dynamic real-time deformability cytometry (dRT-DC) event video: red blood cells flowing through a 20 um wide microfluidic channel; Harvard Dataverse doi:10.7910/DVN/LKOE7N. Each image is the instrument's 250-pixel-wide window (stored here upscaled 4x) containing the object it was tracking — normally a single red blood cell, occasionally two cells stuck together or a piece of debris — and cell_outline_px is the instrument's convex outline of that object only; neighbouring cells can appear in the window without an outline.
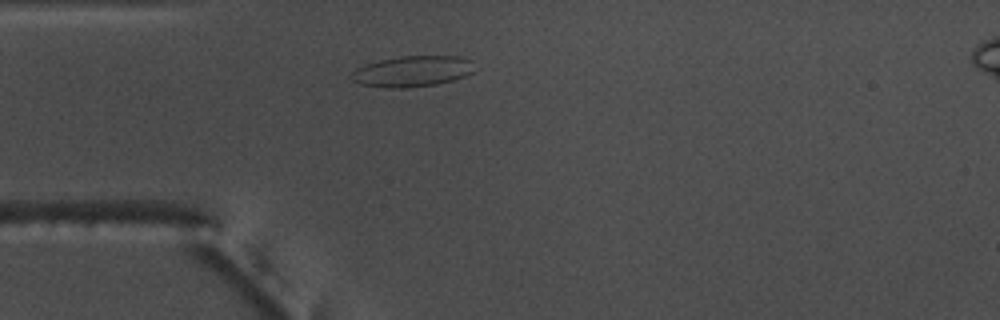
{"species": "common noctule bat (a hibernating species)", "species_latin": "Nyctalus noctula", "temperature_condition": "warm", "stored_images_in_passage": 34, "camera_frame_rate_fps": 3000, "um_per_image_px": 0.085, "animal": {"sex": "male", "body_mass_g": 17.5, "forearm_length_mm": 52.3}, "frame": {"image": 1, "passage_image": 2, "time_ms": 0.333, "image_size_px": [1000, 320], "cell_outline_px": [[472, 72], [464, 76], [452, 80], [436, 84], [400, 88], [392, 88], [360, 84], [352, 80], [348, 76], [356, 68], [380, 60], [400, 56], [460, 56], [472, 60]], "centroid_in_image_um": [35.03, 6.05], "position_along_channel_um": 50.0, "area_um2": 21.91}}
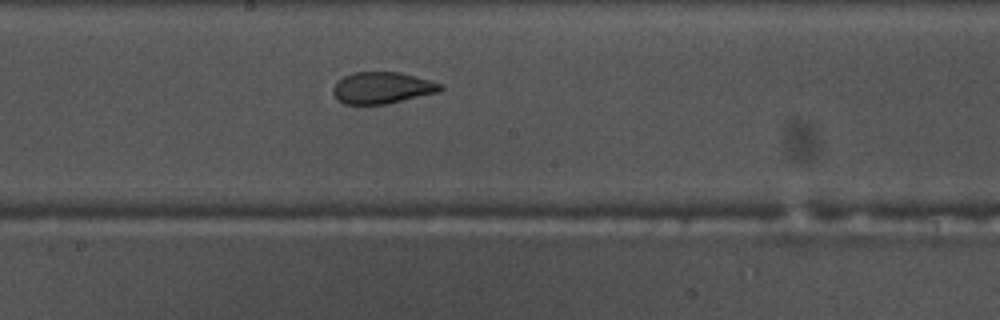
{"frame": {"image": 2, "passage_image": 16, "time_ms": 5.0, "image_size_px": [1000, 320], "cell_outline_px": [[444, 88], [440, 92], [384, 104], [344, 104], [336, 100], [332, 92], [332, 88], [344, 76], [356, 72], [400, 72], [428, 80], [440, 84]], "centroid_in_image_um": [32.46, 7.47], "position_along_channel_um": 215.7, "area_um2": 19.59}}
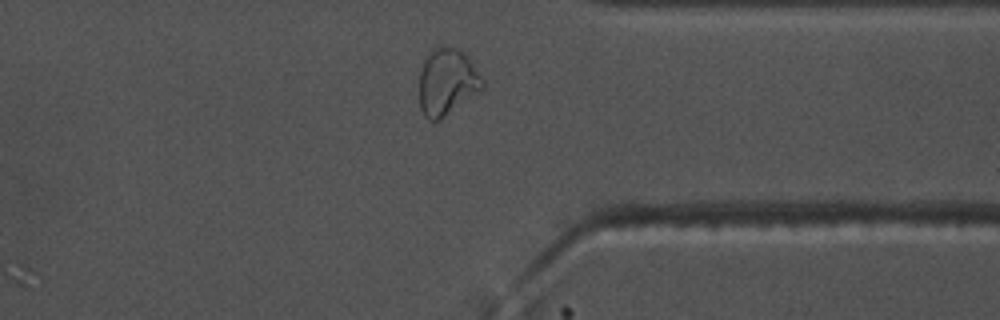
{"frame": {"image": 3, "passage_image": 29, "time_ms": 9.333, "image_size_px": [1000, 320], "cell_outline_px": [[484, 88], [440, 120], [428, 120], [424, 116], [420, 108], [420, 72], [424, 60], [432, 48], [440, 44], [444, 44], [460, 48], [468, 56], [484, 80]], "centroid_in_image_um": [38.01, 6.92], "position_along_channel_um": 373.4, "area_um2": 24.97}, "authors_computed_cell_mechanics": {"area_um2": 20.23, "velocity_mm_per_s": 3.7428, "shape_relaxation_time_tau1_ms": 9.7473, "shape_relaxation_time_tau2_ms": 1.0547, "deformation_change_tau1": 0.2308, "deformation_change_tau2": 0.0577}}